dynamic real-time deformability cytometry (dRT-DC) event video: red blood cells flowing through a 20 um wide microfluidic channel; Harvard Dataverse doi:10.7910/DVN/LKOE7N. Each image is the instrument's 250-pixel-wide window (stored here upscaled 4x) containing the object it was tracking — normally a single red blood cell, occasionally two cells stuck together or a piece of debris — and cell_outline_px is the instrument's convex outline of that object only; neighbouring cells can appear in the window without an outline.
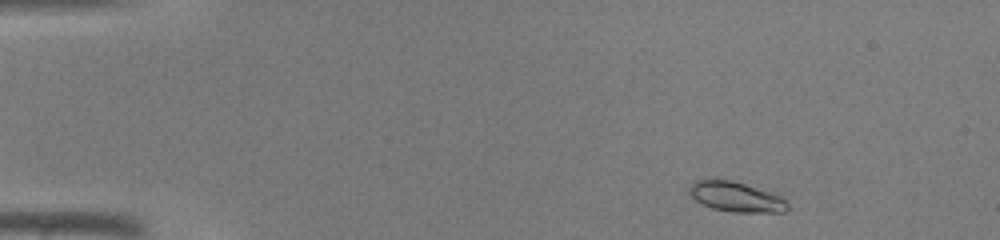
{"species": "common noctule bat (a hibernating species)", "species_latin": "Nyctalus noctula", "temperature_condition": "warm", "stored_images_in_passage": 41, "camera_frame_rate_fps": 3000, "um_per_image_px": 0.085, "animal": {"sex": "male", "body_mass_g": 19.0, "forearm_length_mm": 50.8}, "frame": {"image": 1, "passage_image": 2, "time_ms": 0.333, "image_size_px": [1000, 240], "cell_outline_px": [[788, 208], [784, 212], [732, 212], [712, 208], [696, 200], [688, 192], [688, 188], [692, 180], [704, 176], [716, 176], [732, 180], [780, 196], [788, 204]], "centroid_in_image_um": [62.43, 16.67], "position_along_channel_um": 22.6, "area_um2": 17.63}}
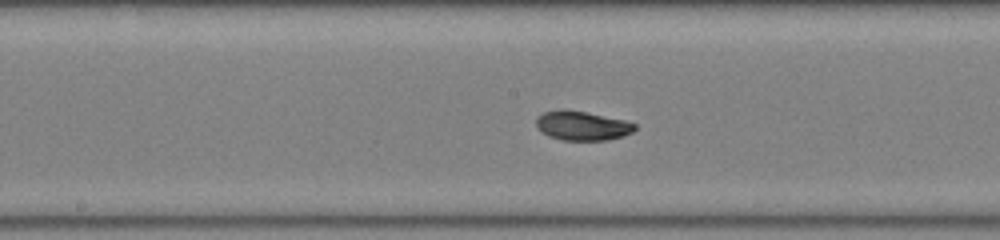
{"frame": {"image": 2, "passage_image": 20, "time_ms": 6.333, "image_size_px": [1000, 240], "cell_outline_px": [[636, 128], [632, 132], [624, 136], [608, 140], [564, 140], [548, 136], [536, 124], [536, 116], [544, 112], [560, 108], [564, 108], [624, 120], [636, 124]], "centroid_in_image_um": [49.48, 10.67], "position_along_channel_um": 198.7, "area_um2": 16.76}}
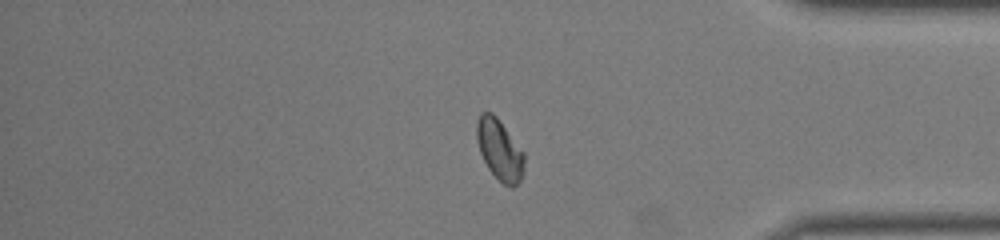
{"frame": {"image": 3, "passage_image": 34, "time_ms": 11.0, "image_size_px": [1000, 240], "cell_outline_px": [[524, 172], [520, 180], [512, 188], [508, 188], [488, 168], [480, 152], [476, 136], [476, 124], [480, 112], [492, 112], [496, 116], [524, 152]], "centroid_in_image_um": [42.47, 12.72], "position_along_channel_um": 392.7, "area_um2": 16.76}}